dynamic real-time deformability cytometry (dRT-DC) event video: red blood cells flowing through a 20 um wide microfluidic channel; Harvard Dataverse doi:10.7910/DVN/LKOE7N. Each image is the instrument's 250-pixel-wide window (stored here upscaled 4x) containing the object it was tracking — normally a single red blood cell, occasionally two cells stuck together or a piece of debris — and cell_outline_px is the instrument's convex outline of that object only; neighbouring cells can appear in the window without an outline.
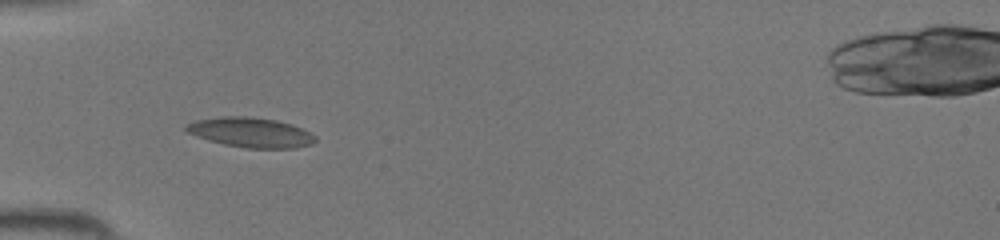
{"species": "common noctule bat (a hibernating species)", "species_latin": "Nyctalus noctula", "temperature_condition": "room temperature", "stored_images_in_passage": 22, "camera_frame_rate_fps": 3000, "um_per_image_px": 0.085, "animal": {"sex": "female", "body_mass_g": 19.5, "forearm_length_mm": 54.1}, "frame": {"image": 1, "passage_image": 3, "time_ms": 0.667, "image_size_px": [1000, 240], "cell_outline_px": [[316, 140], [312, 144], [296, 148], [248, 148], [224, 144], [208, 140], [196, 136], [188, 132], [184, 128], [184, 124], [196, 120], [220, 116], [244, 116], [276, 120], [292, 124], [316, 136]], "centroid_in_image_um": [21.29, 11.25], "position_along_channel_um": 63.7, "area_um2": 22.43}}
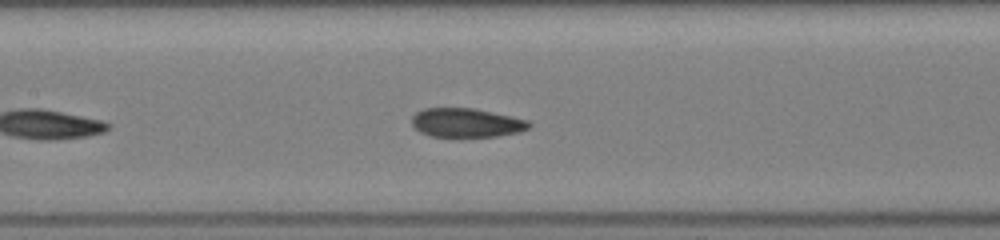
{"frame": {"image": 2, "passage_image": 10, "time_ms": 3.0, "image_size_px": [1000, 240], "cell_outline_px": [[532, 124], [528, 128], [520, 132], [496, 136], [432, 136], [420, 132], [412, 124], [412, 116], [416, 112], [424, 108], [472, 108], [492, 112], [528, 120]], "centroid_in_image_um": [39.64, 10.42], "position_along_channel_um": 167.8, "area_um2": 19.59}}
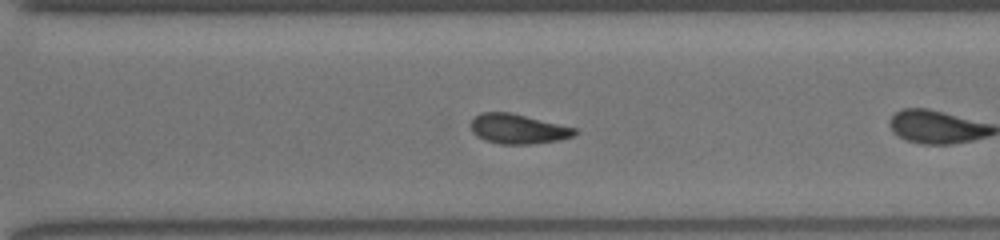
{"frame": {"image": 3, "passage_image": 18, "time_ms": 5.667, "image_size_px": [1000, 240], "cell_outline_px": [[576, 132], [572, 136], [560, 140], [532, 144], [500, 144], [484, 140], [476, 136], [472, 132], [468, 124], [472, 116], [480, 112], [512, 112], [576, 128]], "centroid_in_image_um": [43.94, 10.94], "position_along_channel_um": 326.7, "area_um2": 18.38}}